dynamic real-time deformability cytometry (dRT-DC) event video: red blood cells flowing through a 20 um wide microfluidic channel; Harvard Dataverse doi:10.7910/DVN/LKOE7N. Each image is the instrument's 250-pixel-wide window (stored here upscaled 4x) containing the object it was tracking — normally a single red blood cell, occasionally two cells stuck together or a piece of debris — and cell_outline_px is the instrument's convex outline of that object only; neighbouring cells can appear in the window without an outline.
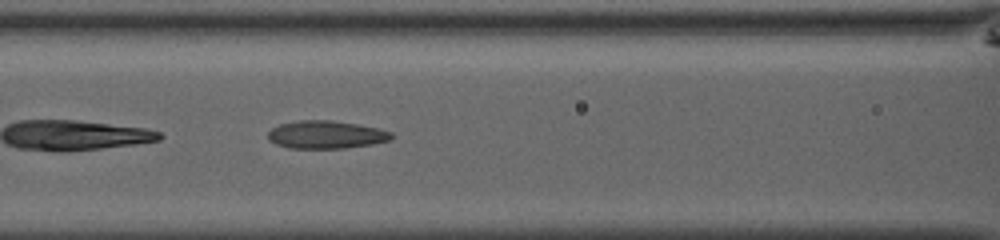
{"species": "common noctule bat (a hibernating species)", "species_latin": "Nyctalus noctula", "temperature_condition": "room temperature", "stored_images_in_passage": 34, "camera_frame_rate_fps": 3000, "um_per_image_px": 0.085, "animal": {"sex": "male", "body_mass_g": 13.0, "forearm_length_mm": 53.1}, "frame": {"image": 1, "passage_image": 9, "time_ms": 2.667, "image_size_px": [1000, 240], "cell_outline_px": [[392, 140], [372, 144], [344, 148], [288, 148], [276, 144], [268, 140], [268, 132], [272, 128], [280, 124], [300, 120], [332, 120], [356, 124], [376, 128], [392, 132]], "centroid_in_image_um": [27.7, 11.45], "position_along_channel_um": 138.9, "area_um2": 20.0}}
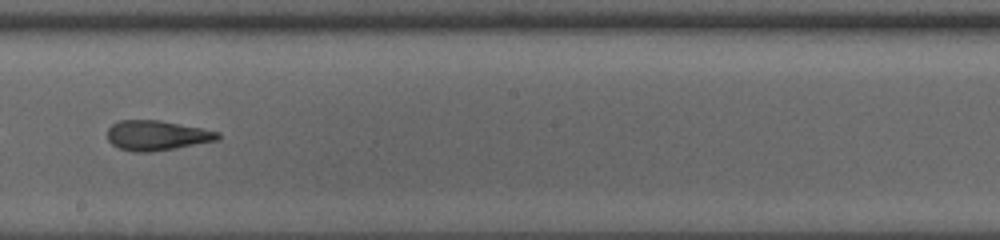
{"frame": {"image": 2, "passage_image": 16, "time_ms": 5.0, "image_size_px": [1000, 240], "cell_outline_px": [[220, 140], [176, 148], [148, 152], [136, 152], [120, 148], [112, 144], [108, 140], [108, 128], [112, 124], [120, 120], [160, 120], [220, 132]], "centroid_in_image_um": [13.35, 11.51], "position_along_channel_um": 234.9, "area_um2": 19.19}}
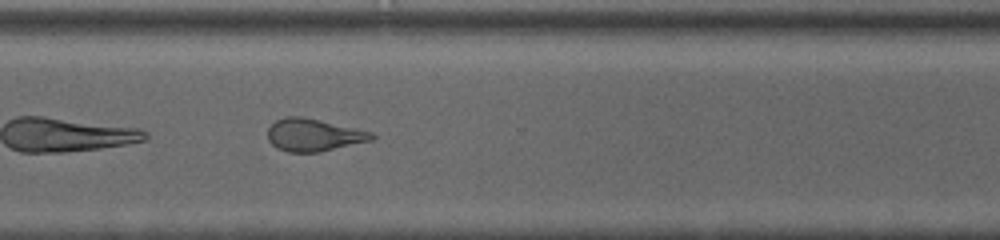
{"frame": {"image": 3, "passage_image": 24, "time_ms": 7.667, "image_size_px": [1000, 240], "cell_outline_px": [[376, 136], [372, 140], [320, 152], [288, 152], [276, 148], [268, 140], [268, 128], [276, 120], [288, 116], [300, 116], [372, 132]], "centroid_in_image_um": [26.63, 11.48], "position_along_channel_um": 344.0, "area_um2": 19.48}, "authors_computed_cell_mechanics": {"area_um2": 19.8832, "velocity_mm_per_s": 4.1075, "shape_relaxation_time_tau1_ms": 10.754, "shape_relaxation_time_tau2_ms": 1.4338, "deformation_change_tau1": 0.2683, "deformation_change_tau2": 0.1073}}